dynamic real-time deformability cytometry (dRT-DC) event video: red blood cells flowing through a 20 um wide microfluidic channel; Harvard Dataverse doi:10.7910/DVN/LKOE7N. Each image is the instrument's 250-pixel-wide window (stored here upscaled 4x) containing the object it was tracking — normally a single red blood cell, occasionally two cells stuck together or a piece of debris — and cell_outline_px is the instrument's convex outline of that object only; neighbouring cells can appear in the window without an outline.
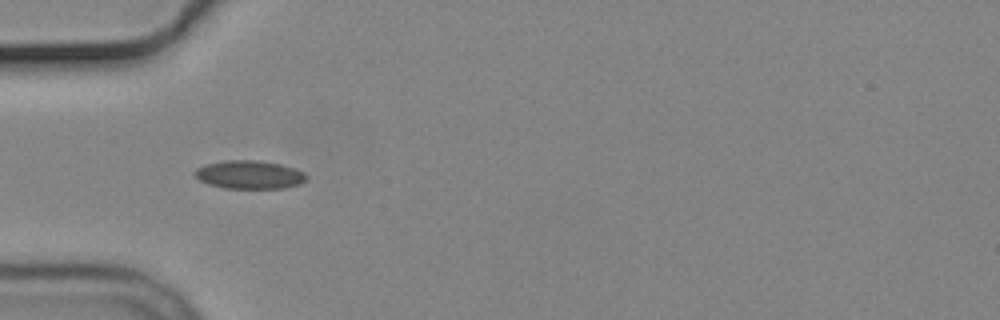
{"species": "common noctule bat (a hibernating species)", "species_latin": "Nyctalus noctula", "temperature_condition": "cold", "stored_images_in_passage": 8, "camera_frame_rate_fps": 3000, "um_per_image_px": 0.085, "animal": {"sex": "male", "body_mass_g": 19.2, "forearm_length_mm": 51.8}, "frame": {"image": 1, "passage_image": 1, "time_ms": 0.0, "image_size_px": [1000, 320], "cell_outline_px": [[308, 176], [300, 184], [284, 188], [224, 188], [208, 184], [200, 180], [192, 172], [196, 168], [204, 164], [224, 160], [256, 160], [280, 164], [304, 172]], "centroid_in_image_um": [21.16, 14.84], "position_along_channel_um": 63.8, "area_um2": 18.44}}